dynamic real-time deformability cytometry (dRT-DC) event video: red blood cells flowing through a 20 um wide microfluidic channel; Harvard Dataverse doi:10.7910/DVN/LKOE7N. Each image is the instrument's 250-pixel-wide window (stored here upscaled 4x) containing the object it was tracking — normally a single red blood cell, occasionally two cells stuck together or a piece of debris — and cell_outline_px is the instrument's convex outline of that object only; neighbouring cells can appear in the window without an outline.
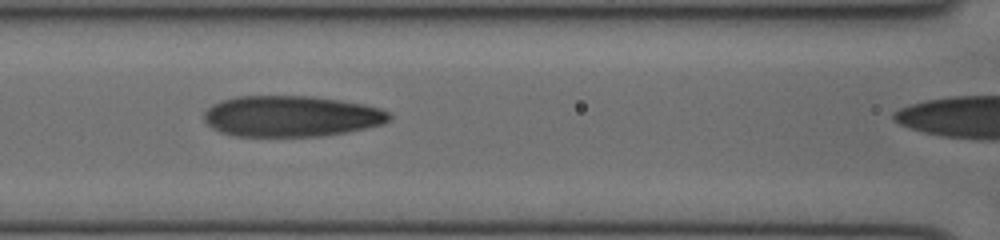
{"species": "human", "species_latin": "Homo sapiens", "temperature_condition": "cold", "stored_images_in_passage": 8, "segment_of_instrument_passage": [1, 2], "camera_frame_rate_fps": 3000, "um_per_image_px": 0.085, "donor": {"sex": "female"}, "frame": {"image": 1, "passage_image": 4, "time_ms": 1.0, "image_size_px": [1000, 240], "cell_outline_px": [[392, 120], [384, 124], [348, 132], [324, 136], [236, 136], [220, 132], [212, 128], [204, 120], [204, 112], [212, 104], [236, 96], [312, 96], [340, 100], [364, 104], [380, 108], [388, 112], [392, 116]], "centroid_in_image_um": [24.79, 9.88], "position_along_channel_um": 141.8, "area_um2": 44.51}}
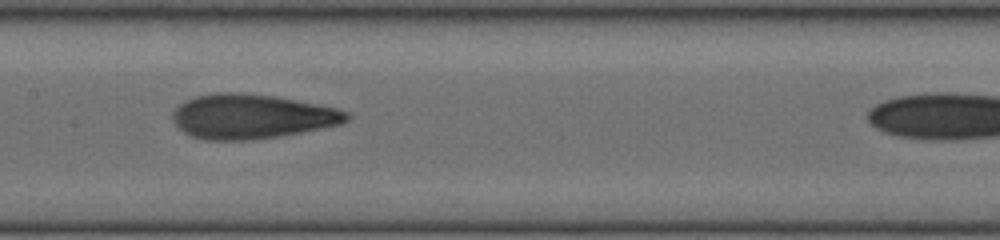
{"frame": {"image": 2, "passage_image": 5, "time_ms": 1.333, "image_size_px": [1000, 240], "cell_outline_px": [[348, 120], [340, 124], [300, 132], [276, 136], [244, 140], [208, 140], [192, 136], [184, 132], [172, 120], [172, 112], [180, 104], [196, 96], [216, 92], [240, 92], [272, 96], [320, 104], [336, 108], [348, 112]], "centroid_in_image_um": [21.37, 9.89], "position_along_channel_um": 186.0, "area_um2": 44.68}}
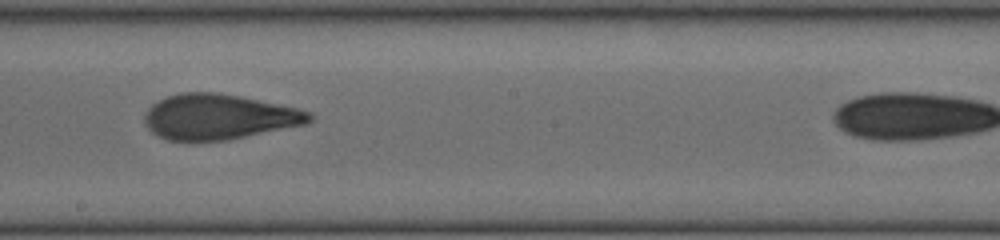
{"frame": {"image": 3, "passage_image": 6, "time_ms": 1.667, "image_size_px": [1000, 240], "cell_outline_px": [[316, 116], [308, 124], [228, 140], [168, 140], [152, 132], [144, 124], [144, 116], [148, 108], [152, 104], [168, 96], [180, 92], [216, 92], [240, 96], [296, 108], [312, 112]], "centroid_in_image_um": [18.63, 9.93], "position_along_channel_um": 229.6, "area_um2": 43.52}}